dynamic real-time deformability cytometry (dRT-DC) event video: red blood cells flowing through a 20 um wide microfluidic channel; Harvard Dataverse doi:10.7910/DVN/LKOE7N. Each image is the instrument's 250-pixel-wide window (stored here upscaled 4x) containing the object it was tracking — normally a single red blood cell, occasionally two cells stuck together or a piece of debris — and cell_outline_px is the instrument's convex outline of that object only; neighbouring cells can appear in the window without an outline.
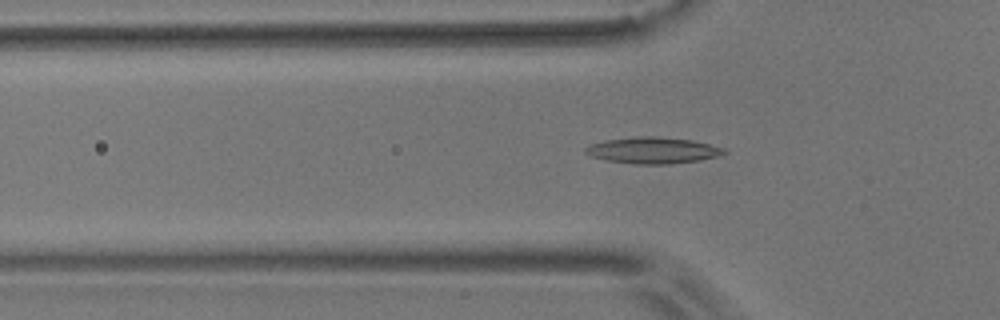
{"species": "common noctule bat (a hibernating species)", "species_latin": "Nyctalus noctula", "temperature_condition": "room temperature", "stored_images_in_passage": 55, "camera_frame_rate_fps": 3000, "um_per_image_px": 0.085, "animal": {"sex": "male", "body_mass_g": 17.9}, "frame": {"image": 1, "passage_image": 17, "time_ms": 5.333, "image_size_px": [1000, 320], "cell_outline_px": [[728, 152], [720, 156], [700, 160], [668, 164], [636, 164], [608, 160], [592, 156], [584, 152], [584, 148], [592, 144], [608, 140], [636, 136], [656, 136], [692, 140], [728, 148]], "centroid_in_image_um": [55.58, 12.77], "position_along_channel_um": 70.2, "area_um2": 21.27}}
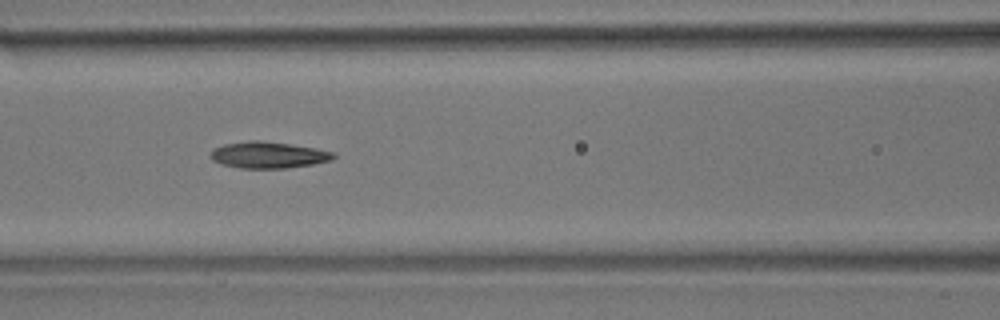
{"frame": {"image": 2, "passage_image": 23, "time_ms": 7.333, "image_size_px": [1000, 320], "cell_outline_px": [[336, 156], [332, 160], [312, 164], [284, 168], [240, 168], [220, 164], [212, 160], [208, 156], [212, 148], [224, 144], [248, 140], [260, 140], [316, 148], [332, 152]], "centroid_in_image_um": [22.73, 13.17], "position_along_channel_um": 143.9, "area_um2": 19.02}}
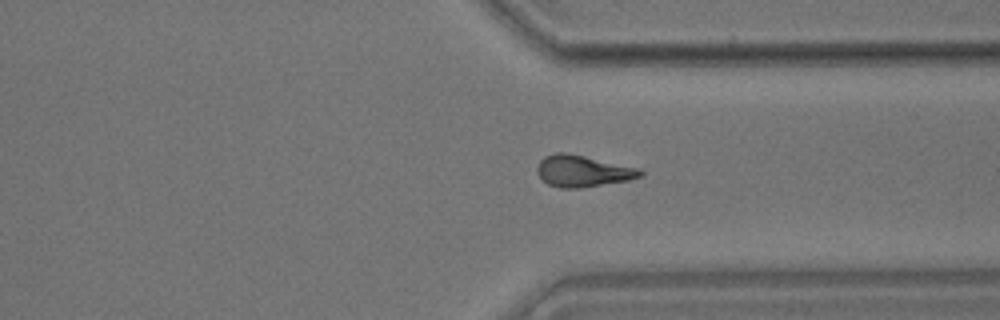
{"frame": {"image": 3, "passage_image": 41, "time_ms": 13.333, "image_size_px": [1000, 320], "cell_outline_px": [[644, 172], [640, 176], [628, 180], [580, 188], [560, 188], [548, 184], [536, 172], [536, 168], [540, 160], [544, 156], [556, 152], [564, 152], [584, 156], [640, 168]], "centroid_in_image_um": [49.51, 14.53], "position_along_channel_um": 361.9, "area_um2": 18.84}, "authors_computed_cell_mechanics": {"area_um2": 18.7272, "velocity_mm_per_s": 3.6389, "shape_relaxation_time_tau1_ms": null, "shape_relaxation_time_tau2_ms": 4.6939, "deformation_change_tau1": null, "deformation_change_tau2": 0.1285}}